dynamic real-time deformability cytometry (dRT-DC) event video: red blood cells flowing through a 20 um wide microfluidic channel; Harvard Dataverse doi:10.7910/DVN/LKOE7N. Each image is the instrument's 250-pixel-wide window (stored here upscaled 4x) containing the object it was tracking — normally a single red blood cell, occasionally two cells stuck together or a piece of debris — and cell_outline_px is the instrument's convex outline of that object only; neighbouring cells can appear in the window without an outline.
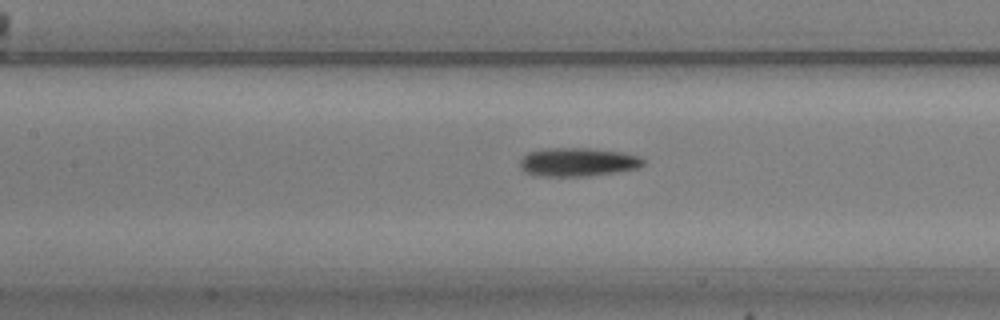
{"species": "common noctule bat (a hibernating species)", "species_latin": "Nyctalus noctula", "temperature_condition": "warm", "stored_images_in_passage": 55, "camera_frame_rate_fps": 3000, "um_per_image_px": 0.085, "animal": {"sex": "male", "body_mass_g": 20.5, "forearm_length_mm": 52.5}, "frame": {"image": 1, "passage_image": 24, "time_ms": 7.667, "image_size_px": [1000, 320], "cell_outline_px": [[644, 164], [640, 168], [588, 176], [536, 176], [524, 172], [520, 168], [520, 160], [528, 152], [540, 148], [592, 148], [624, 152], [640, 156], [644, 160]], "centroid_in_image_um": [49.1, 13.77], "position_along_channel_um": 158.3, "area_um2": 20.87}}
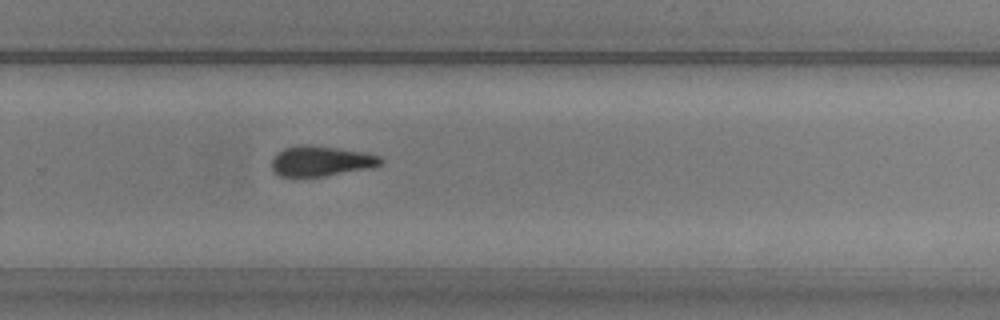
{"frame": {"image": 2, "passage_image": 36, "time_ms": 11.667, "image_size_px": [1000, 320], "cell_outline_px": [[384, 160], [380, 164], [372, 168], [324, 176], [280, 176], [272, 172], [272, 156], [276, 152], [284, 148], [300, 144], [308, 144], [336, 148], [360, 152], [380, 156]], "centroid_in_image_um": [27.23, 13.69], "position_along_channel_um": 302.6, "area_um2": 19.25}}
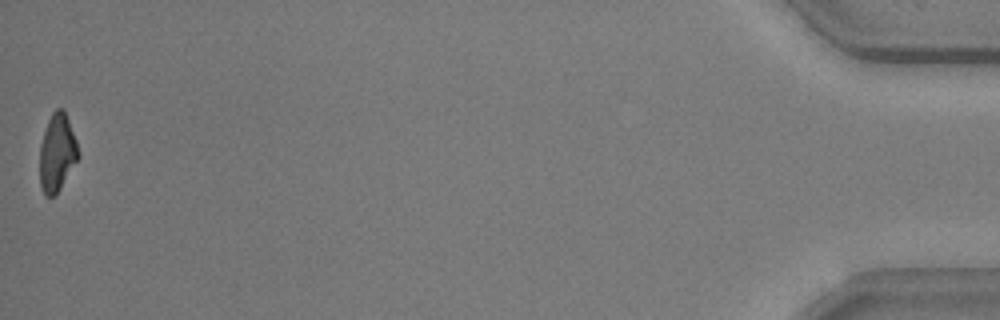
{"frame": {"image": 3, "passage_image": 55, "time_ms": 18.0, "image_size_px": [1000, 320], "cell_outline_px": [[80, 156], [56, 196], [44, 196], [40, 184], [40, 144], [48, 120], [52, 112], [56, 108], [64, 108], [76, 140], [80, 152]], "centroid_in_image_um": [4.86, 12.99], "position_along_channel_um": 430.3, "area_um2": 17.63}, "authors_computed_cell_mechanics": {"area_um2": 19.3052, "velocity_mm_per_s": 3.6228, "shape_relaxation_time_tau1_ms": 4.9777, "shape_relaxation_time_tau2_ms": null, "deformation_change_tau1": 0.1804, "deformation_change_tau2": null}}